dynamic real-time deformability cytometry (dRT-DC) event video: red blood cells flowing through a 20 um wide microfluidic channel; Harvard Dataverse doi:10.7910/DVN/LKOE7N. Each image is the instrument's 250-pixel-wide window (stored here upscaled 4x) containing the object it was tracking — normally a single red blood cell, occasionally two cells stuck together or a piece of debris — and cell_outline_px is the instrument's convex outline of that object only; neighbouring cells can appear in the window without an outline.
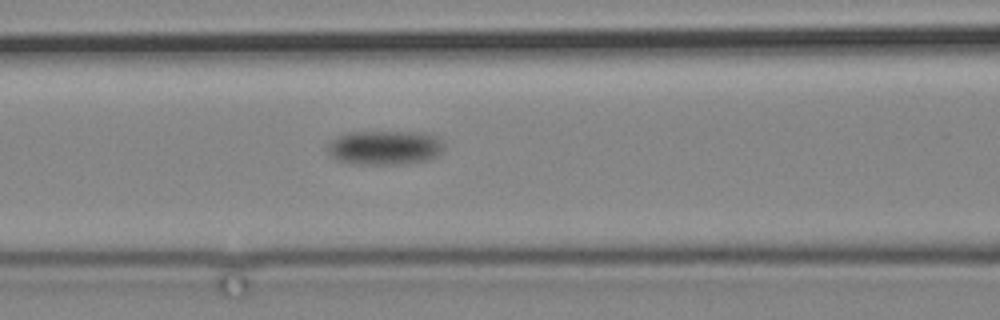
{"species": "common noctule bat (a hibernating species)", "species_latin": "Nyctalus noctula", "temperature_condition": "cold", "stored_images_in_passage": 8, "camera_frame_rate_fps": 3000, "um_per_image_px": 0.085, "animal": {"sex": "male", "body_mass_g": 19.2, "forearm_length_mm": 51.8}, "frame": {"image": 1, "passage_image": 7, "time_ms": 8.333, "image_size_px": [1000, 320], "cell_outline_px": [[444, 148], [436, 156], [424, 160], [400, 164], [352, 164], [336, 160], [328, 152], [328, 140], [344, 132], [428, 132], [444, 144]], "centroid_in_image_um": [32.64, 12.53], "position_along_channel_um": 134.0, "area_um2": 23.41}}